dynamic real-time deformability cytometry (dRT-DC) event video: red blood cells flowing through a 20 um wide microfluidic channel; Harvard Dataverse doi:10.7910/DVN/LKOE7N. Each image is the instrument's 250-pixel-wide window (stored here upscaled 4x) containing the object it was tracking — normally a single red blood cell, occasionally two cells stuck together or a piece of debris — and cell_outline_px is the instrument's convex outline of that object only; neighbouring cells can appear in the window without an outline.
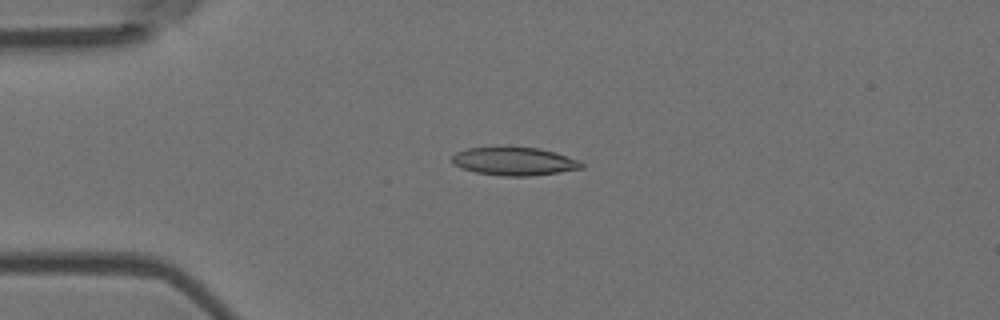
{"species": "Egyptian fruit bat (a non-hibernating species)", "species_latin": "Rousettus aegyptiacus", "temperature_condition": "room temperature", "stored_images_in_passage": 57, "camera_frame_rate_fps": 3000, "um_per_image_px": 0.085, "animal": {"sex": "female"}, "frame": {"image": 1, "passage_image": 14, "time_ms": 4.333, "image_size_px": [1000, 320], "cell_outline_px": [[584, 168], [560, 172], [532, 176], [504, 176], [476, 172], [460, 168], [452, 164], [452, 156], [456, 152], [468, 148], [540, 148], [556, 152], [580, 160], [584, 164]], "centroid_in_image_um": [43.75, 13.73], "position_along_channel_um": 41.3, "area_um2": 21.21}}
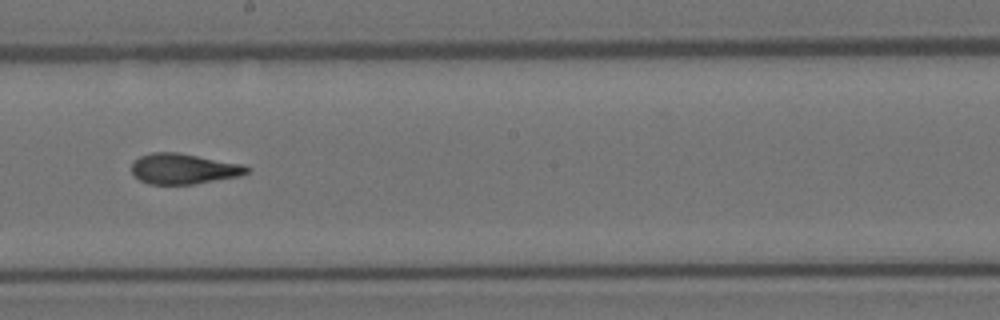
{"frame": {"image": 2, "passage_image": 32, "time_ms": 10.333, "image_size_px": [1000, 320], "cell_outline_px": [[252, 168], [248, 172], [240, 176], [192, 184], [148, 184], [140, 180], [132, 172], [132, 160], [140, 156], [152, 152], [180, 152], [244, 164]], "centroid_in_image_um": [15.63, 14.33], "position_along_channel_um": 232.6, "area_um2": 20.69}}
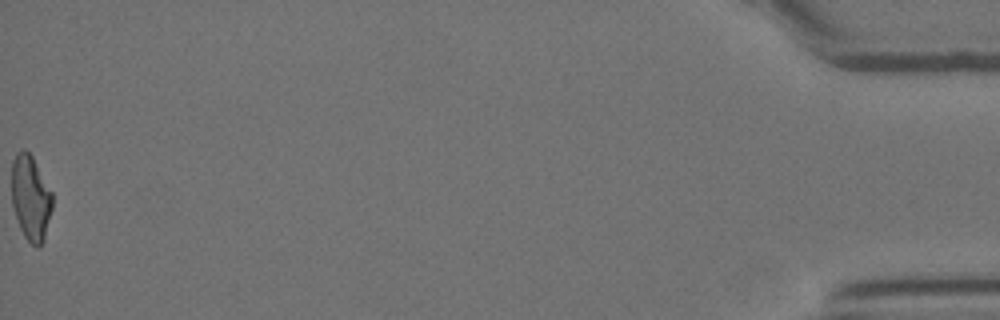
{"frame": {"image": 3, "passage_image": 57, "time_ms": 18.667, "image_size_px": [1000, 320], "cell_outline_px": [[52, 208], [44, 240], [36, 248], [24, 236], [20, 228], [12, 204], [12, 160], [16, 152], [20, 148], [24, 148], [32, 156], [52, 192]], "centroid_in_image_um": [2.6, 16.79], "position_along_channel_um": 432.6, "area_um2": 20.17}, "authors_computed_cell_mechanics": {"area_um2": 20.808, "velocity_mm_per_s": 3.612, "shape_relaxation_time_tau1_ms": 6.8106, "shape_relaxation_time_tau2_ms": 2.0285, "deformation_change_tau1": 0.2218, "deformation_change_tau2": 0.1096}}